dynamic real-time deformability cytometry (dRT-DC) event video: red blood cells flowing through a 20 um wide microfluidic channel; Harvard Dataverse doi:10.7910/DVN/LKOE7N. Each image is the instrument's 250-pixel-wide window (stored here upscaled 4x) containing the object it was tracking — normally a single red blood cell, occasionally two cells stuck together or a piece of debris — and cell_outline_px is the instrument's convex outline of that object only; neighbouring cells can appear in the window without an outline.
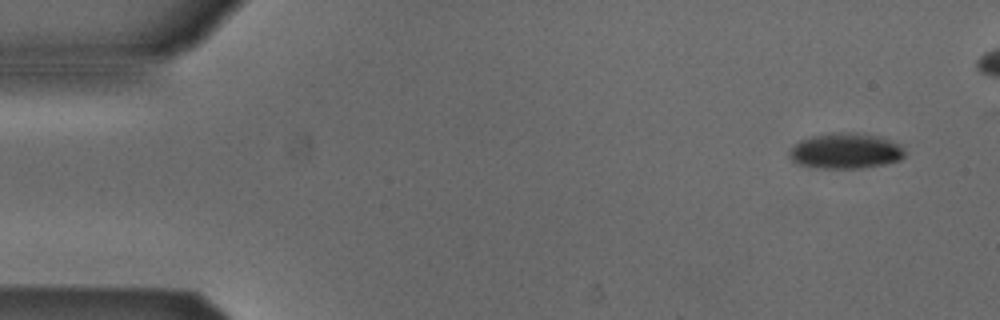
{"species": "Egyptian fruit bat (a non-hibernating species)", "species_latin": "Rousettus aegyptiacus", "temperature_condition": "cold", "stored_images_in_passage": 4, "camera_frame_rate_fps": 3000, "um_per_image_px": 0.085, "animal": {"sex": "male"}, "frame": {"image": 1, "passage_image": 1, "time_ms": 0.0, "image_size_px": [1000, 320], "cell_outline_px": [[904, 156], [900, 160], [884, 164], [860, 168], [816, 168], [796, 164], [788, 156], [788, 152], [800, 140], [812, 136], [840, 132], [856, 132], [876, 136], [900, 144], [904, 148]], "centroid_in_image_um": [71.85, 12.84], "position_along_channel_um": 13.1, "area_um2": 23.87}}